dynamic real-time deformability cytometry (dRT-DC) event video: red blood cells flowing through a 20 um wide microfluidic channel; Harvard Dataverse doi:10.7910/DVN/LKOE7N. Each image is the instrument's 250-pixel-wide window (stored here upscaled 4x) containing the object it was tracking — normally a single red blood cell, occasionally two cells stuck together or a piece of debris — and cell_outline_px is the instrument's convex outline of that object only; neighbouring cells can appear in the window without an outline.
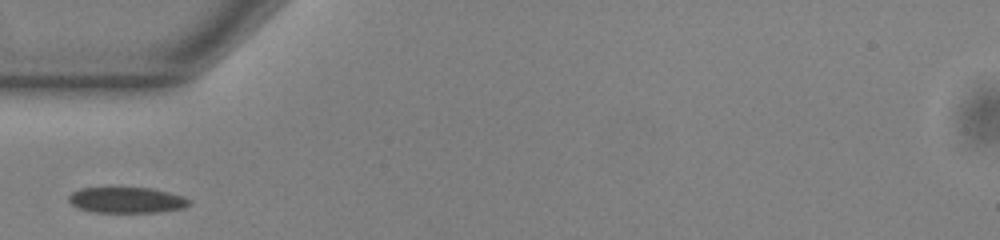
{"species": "common noctule bat (a hibernating species)", "species_latin": "Nyctalus noctula", "temperature_condition": "warm", "stored_images_in_passage": 32, "camera_frame_rate_fps": 3000, "um_per_image_px": 0.085, "animal": {"sex": "male", "body_mass_g": 13.0, "forearm_length_mm": 53.1}, "frame": {"image": 1, "passage_image": 1, "time_ms": 0.0, "image_size_px": [1000, 240], "cell_outline_px": [[192, 204], [184, 208], [160, 212], [92, 212], [76, 208], [68, 200], [68, 196], [72, 192], [80, 188], [108, 184], [152, 188], [184, 196], [192, 200]], "centroid_in_image_um": [10.73, 16.95], "position_along_channel_um": 74.3, "area_um2": 19.36}}
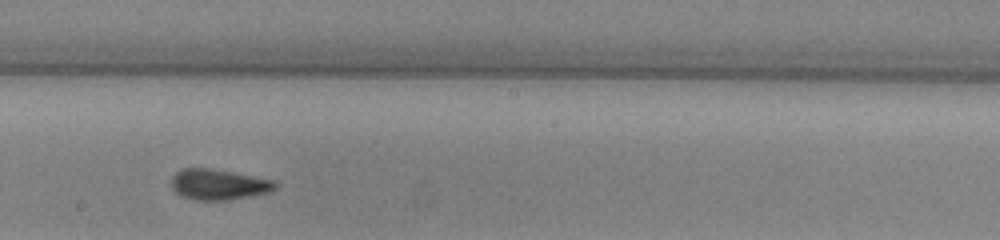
{"frame": {"image": 2, "passage_image": 13, "time_ms": 4.0, "image_size_px": [1000, 240], "cell_outline_px": [[280, 184], [272, 192], [224, 200], [196, 200], [180, 196], [172, 188], [172, 176], [176, 172], [184, 168], [208, 168], [232, 172], [276, 180]], "centroid_in_image_um": [18.62, 15.68], "position_along_channel_um": 229.6, "area_um2": 18.61}}
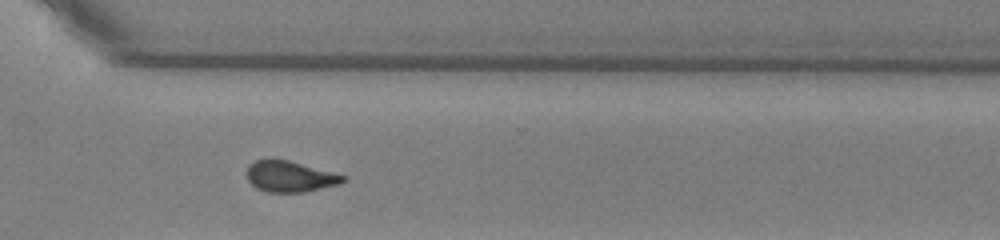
{"frame": {"image": 3, "passage_image": 22, "time_ms": 7.0, "image_size_px": [1000, 240], "cell_outline_px": [[348, 180], [340, 184], [304, 192], [268, 192], [256, 188], [248, 180], [248, 164], [256, 160], [272, 156], [288, 160], [348, 176]], "centroid_in_image_um": [24.66, 14.97], "position_along_channel_um": 345.9, "area_um2": 17.74}}